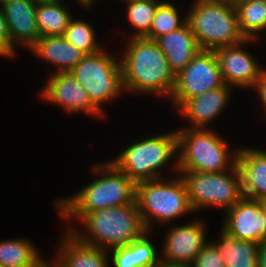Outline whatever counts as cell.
I'll list each match as a JSON object with an SVG mask.
<instances>
[{
  "instance_id": "6da1fadb",
  "label": "cell",
  "mask_w": 266,
  "mask_h": 267,
  "mask_svg": "<svg viewBox=\"0 0 266 267\" xmlns=\"http://www.w3.org/2000/svg\"><path fill=\"white\" fill-rule=\"evenodd\" d=\"M59 215L67 221L77 219L78 223L85 227L86 232L75 229V226L66 227L67 231L78 241L105 251L127 246L148 231L136 200L129 205L105 208L87 214Z\"/></svg>"
},
{
  "instance_id": "7a4b0ae2",
  "label": "cell",
  "mask_w": 266,
  "mask_h": 267,
  "mask_svg": "<svg viewBox=\"0 0 266 267\" xmlns=\"http://www.w3.org/2000/svg\"><path fill=\"white\" fill-rule=\"evenodd\" d=\"M120 64L123 88L126 92L168 96L174 90L176 75L166 55L154 40L127 38ZM140 92V93H139Z\"/></svg>"
},
{
  "instance_id": "3957f363",
  "label": "cell",
  "mask_w": 266,
  "mask_h": 267,
  "mask_svg": "<svg viewBox=\"0 0 266 267\" xmlns=\"http://www.w3.org/2000/svg\"><path fill=\"white\" fill-rule=\"evenodd\" d=\"M92 172L96 179L72 196L55 201L59 214H87L135 201L136 184L110 161L94 164Z\"/></svg>"
},
{
  "instance_id": "277c9868",
  "label": "cell",
  "mask_w": 266,
  "mask_h": 267,
  "mask_svg": "<svg viewBox=\"0 0 266 267\" xmlns=\"http://www.w3.org/2000/svg\"><path fill=\"white\" fill-rule=\"evenodd\" d=\"M175 131L178 171L221 173L237 166L239 148L230 149L229 142L210 128L184 126Z\"/></svg>"
},
{
  "instance_id": "5b68a950",
  "label": "cell",
  "mask_w": 266,
  "mask_h": 267,
  "mask_svg": "<svg viewBox=\"0 0 266 267\" xmlns=\"http://www.w3.org/2000/svg\"><path fill=\"white\" fill-rule=\"evenodd\" d=\"M185 14L201 50L215 51L247 40L233 0H195Z\"/></svg>"
},
{
  "instance_id": "8992f818",
  "label": "cell",
  "mask_w": 266,
  "mask_h": 267,
  "mask_svg": "<svg viewBox=\"0 0 266 267\" xmlns=\"http://www.w3.org/2000/svg\"><path fill=\"white\" fill-rule=\"evenodd\" d=\"M173 156L174 160L170 164ZM113 159L110 162L135 184L162 178L163 175L159 172L167 164H170L171 170L178 173L176 131L136 140Z\"/></svg>"
},
{
  "instance_id": "52a82bcc",
  "label": "cell",
  "mask_w": 266,
  "mask_h": 267,
  "mask_svg": "<svg viewBox=\"0 0 266 267\" xmlns=\"http://www.w3.org/2000/svg\"><path fill=\"white\" fill-rule=\"evenodd\" d=\"M135 200L150 232L153 222L165 225L193 212L185 182L178 173L172 179L162 177L137 183Z\"/></svg>"
},
{
  "instance_id": "ba28073f",
  "label": "cell",
  "mask_w": 266,
  "mask_h": 267,
  "mask_svg": "<svg viewBox=\"0 0 266 267\" xmlns=\"http://www.w3.org/2000/svg\"><path fill=\"white\" fill-rule=\"evenodd\" d=\"M178 174L185 182L194 212L208 207H216L224 212L243 197L238 166L221 173L178 171Z\"/></svg>"
},
{
  "instance_id": "9c48e42d",
  "label": "cell",
  "mask_w": 266,
  "mask_h": 267,
  "mask_svg": "<svg viewBox=\"0 0 266 267\" xmlns=\"http://www.w3.org/2000/svg\"><path fill=\"white\" fill-rule=\"evenodd\" d=\"M120 59L100 49L86 54L70 73L89 94L92 103L105 115L103 105L125 92ZM103 104V105H102Z\"/></svg>"
},
{
  "instance_id": "30bf717a",
  "label": "cell",
  "mask_w": 266,
  "mask_h": 267,
  "mask_svg": "<svg viewBox=\"0 0 266 267\" xmlns=\"http://www.w3.org/2000/svg\"><path fill=\"white\" fill-rule=\"evenodd\" d=\"M224 84L215 52L201 50L176 74L174 90L170 97L171 105L174 109H178L187 99Z\"/></svg>"
},
{
  "instance_id": "8fae6325",
  "label": "cell",
  "mask_w": 266,
  "mask_h": 267,
  "mask_svg": "<svg viewBox=\"0 0 266 267\" xmlns=\"http://www.w3.org/2000/svg\"><path fill=\"white\" fill-rule=\"evenodd\" d=\"M256 42L258 40L247 39L240 44L218 48L214 51L226 85L232 88L254 89L266 70L245 48L246 44Z\"/></svg>"
},
{
  "instance_id": "7c38bea8",
  "label": "cell",
  "mask_w": 266,
  "mask_h": 267,
  "mask_svg": "<svg viewBox=\"0 0 266 267\" xmlns=\"http://www.w3.org/2000/svg\"><path fill=\"white\" fill-rule=\"evenodd\" d=\"M40 94L49 103L62 106L66 113L84 112L105 119L106 115L92 103L89 94L70 72L50 74Z\"/></svg>"
},
{
  "instance_id": "4fadbf2b",
  "label": "cell",
  "mask_w": 266,
  "mask_h": 267,
  "mask_svg": "<svg viewBox=\"0 0 266 267\" xmlns=\"http://www.w3.org/2000/svg\"><path fill=\"white\" fill-rule=\"evenodd\" d=\"M205 224L192 220L183 225L168 228L165 234L161 262L169 264L191 265L197 254L209 242Z\"/></svg>"
},
{
  "instance_id": "5bb4252c",
  "label": "cell",
  "mask_w": 266,
  "mask_h": 267,
  "mask_svg": "<svg viewBox=\"0 0 266 267\" xmlns=\"http://www.w3.org/2000/svg\"><path fill=\"white\" fill-rule=\"evenodd\" d=\"M221 229L242 240L261 244L266 242V223L263 202L243 196L232 208L223 213Z\"/></svg>"
},
{
  "instance_id": "9a60e30c",
  "label": "cell",
  "mask_w": 266,
  "mask_h": 267,
  "mask_svg": "<svg viewBox=\"0 0 266 267\" xmlns=\"http://www.w3.org/2000/svg\"><path fill=\"white\" fill-rule=\"evenodd\" d=\"M38 0H8L1 8L7 22L9 43L31 49L40 38L36 24Z\"/></svg>"
},
{
  "instance_id": "2e32d148",
  "label": "cell",
  "mask_w": 266,
  "mask_h": 267,
  "mask_svg": "<svg viewBox=\"0 0 266 267\" xmlns=\"http://www.w3.org/2000/svg\"><path fill=\"white\" fill-rule=\"evenodd\" d=\"M233 88L224 84L219 88L209 90L202 95L187 99L177 111L186 118L190 124L186 128H205L217 120L224 112L231 98Z\"/></svg>"
},
{
  "instance_id": "e0dca14e",
  "label": "cell",
  "mask_w": 266,
  "mask_h": 267,
  "mask_svg": "<svg viewBox=\"0 0 266 267\" xmlns=\"http://www.w3.org/2000/svg\"><path fill=\"white\" fill-rule=\"evenodd\" d=\"M237 166L243 196L266 201V150L240 147Z\"/></svg>"
},
{
  "instance_id": "ac0fdd59",
  "label": "cell",
  "mask_w": 266,
  "mask_h": 267,
  "mask_svg": "<svg viewBox=\"0 0 266 267\" xmlns=\"http://www.w3.org/2000/svg\"><path fill=\"white\" fill-rule=\"evenodd\" d=\"M54 262L58 267H109L108 251L78 241L64 230Z\"/></svg>"
},
{
  "instance_id": "d6986e66",
  "label": "cell",
  "mask_w": 266,
  "mask_h": 267,
  "mask_svg": "<svg viewBox=\"0 0 266 267\" xmlns=\"http://www.w3.org/2000/svg\"><path fill=\"white\" fill-rule=\"evenodd\" d=\"M155 42L166 55L175 75L184 69L193 57L201 51L187 22L181 28L158 37Z\"/></svg>"
},
{
  "instance_id": "ffe728a7",
  "label": "cell",
  "mask_w": 266,
  "mask_h": 267,
  "mask_svg": "<svg viewBox=\"0 0 266 267\" xmlns=\"http://www.w3.org/2000/svg\"><path fill=\"white\" fill-rule=\"evenodd\" d=\"M43 61H48L55 67L54 73L70 72L86 55L63 36L40 37L30 49Z\"/></svg>"
},
{
  "instance_id": "44dd1931",
  "label": "cell",
  "mask_w": 266,
  "mask_h": 267,
  "mask_svg": "<svg viewBox=\"0 0 266 267\" xmlns=\"http://www.w3.org/2000/svg\"><path fill=\"white\" fill-rule=\"evenodd\" d=\"M152 232L147 231L142 237L127 246L108 251L114 267H157L160 262L156 246L149 239Z\"/></svg>"
},
{
  "instance_id": "7402d4cb",
  "label": "cell",
  "mask_w": 266,
  "mask_h": 267,
  "mask_svg": "<svg viewBox=\"0 0 266 267\" xmlns=\"http://www.w3.org/2000/svg\"><path fill=\"white\" fill-rule=\"evenodd\" d=\"M219 234L212 243L224 258L225 267H258L259 243L237 239L222 229Z\"/></svg>"
},
{
  "instance_id": "603a6c76",
  "label": "cell",
  "mask_w": 266,
  "mask_h": 267,
  "mask_svg": "<svg viewBox=\"0 0 266 267\" xmlns=\"http://www.w3.org/2000/svg\"><path fill=\"white\" fill-rule=\"evenodd\" d=\"M61 1H37L36 24L40 37L63 36L73 16Z\"/></svg>"
},
{
  "instance_id": "cb8c5ba5",
  "label": "cell",
  "mask_w": 266,
  "mask_h": 267,
  "mask_svg": "<svg viewBox=\"0 0 266 267\" xmlns=\"http://www.w3.org/2000/svg\"><path fill=\"white\" fill-rule=\"evenodd\" d=\"M38 251L31 241L24 238L0 240V265L2 267H36L44 260Z\"/></svg>"
},
{
  "instance_id": "d4e9b609",
  "label": "cell",
  "mask_w": 266,
  "mask_h": 267,
  "mask_svg": "<svg viewBox=\"0 0 266 267\" xmlns=\"http://www.w3.org/2000/svg\"><path fill=\"white\" fill-rule=\"evenodd\" d=\"M239 26L246 39L261 40L266 31V0H233Z\"/></svg>"
},
{
  "instance_id": "484cf974",
  "label": "cell",
  "mask_w": 266,
  "mask_h": 267,
  "mask_svg": "<svg viewBox=\"0 0 266 267\" xmlns=\"http://www.w3.org/2000/svg\"><path fill=\"white\" fill-rule=\"evenodd\" d=\"M160 0H134L126 3L129 25L136 30L130 37L144 38L149 32Z\"/></svg>"
},
{
  "instance_id": "4316f807",
  "label": "cell",
  "mask_w": 266,
  "mask_h": 267,
  "mask_svg": "<svg viewBox=\"0 0 266 267\" xmlns=\"http://www.w3.org/2000/svg\"><path fill=\"white\" fill-rule=\"evenodd\" d=\"M182 17L174 4L162 1L157 7L150 32L144 38L155 41L158 37L181 28L187 22V15Z\"/></svg>"
},
{
  "instance_id": "83f0119b",
  "label": "cell",
  "mask_w": 266,
  "mask_h": 267,
  "mask_svg": "<svg viewBox=\"0 0 266 267\" xmlns=\"http://www.w3.org/2000/svg\"><path fill=\"white\" fill-rule=\"evenodd\" d=\"M94 30L89 22L72 18L64 31L63 38L84 54H93L103 48L96 39Z\"/></svg>"
},
{
  "instance_id": "f1b7e54d",
  "label": "cell",
  "mask_w": 266,
  "mask_h": 267,
  "mask_svg": "<svg viewBox=\"0 0 266 267\" xmlns=\"http://www.w3.org/2000/svg\"><path fill=\"white\" fill-rule=\"evenodd\" d=\"M224 258L212 242H208L193 260L191 267H225Z\"/></svg>"
},
{
  "instance_id": "f546056e",
  "label": "cell",
  "mask_w": 266,
  "mask_h": 267,
  "mask_svg": "<svg viewBox=\"0 0 266 267\" xmlns=\"http://www.w3.org/2000/svg\"><path fill=\"white\" fill-rule=\"evenodd\" d=\"M253 90L258 93V99L261 100L264 110H266V70L262 73L261 78L256 83Z\"/></svg>"
},
{
  "instance_id": "4dcf8cb0",
  "label": "cell",
  "mask_w": 266,
  "mask_h": 267,
  "mask_svg": "<svg viewBox=\"0 0 266 267\" xmlns=\"http://www.w3.org/2000/svg\"><path fill=\"white\" fill-rule=\"evenodd\" d=\"M16 55V50L3 37H0V56L12 58Z\"/></svg>"
},
{
  "instance_id": "1f68e13d",
  "label": "cell",
  "mask_w": 266,
  "mask_h": 267,
  "mask_svg": "<svg viewBox=\"0 0 266 267\" xmlns=\"http://www.w3.org/2000/svg\"><path fill=\"white\" fill-rule=\"evenodd\" d=\"M0 37L5 38L9 42V32H8L7 22L1 8H0Z\"/></svg>"
},
{
  "instance_id": "d6a6232c",
  "label": "cell",
  "mask_w": 266,
  "mask_h": 267,
  "mask_svg": "<svg viewBox=\"0 0 266 267\" xmlns=\"http://www.w3.org/2000/svg\"><path fill=\"white\" fill-rule=\"evenodd\" d=\"M258 267H266V242L259 246Z\"/></svg>"
},
{
  "instance_id": "836d02e7",
  "label": "cell",
  "mask_w": 266,
  "mask_h": 267,
  "mask_svg": "<svg viewBox=\"0 0 266 267\" xmlns=\"http://www.w3.org/2000/svg\"><path fill=\"white\" fill-rule=\"evenodd\" d=\"M75 1L78 2V5H80L82 8L90 10V8L92 9V6L95 5L94 2H96L97 0H75Z\"/></svg>"
},
{
  "instance_id": "e575fe53",
  "label": "cell",
  "mask_w": 266,
  "mask_h": 267,
  "mask_svg": "<svg viewBox=\"0 0 266 267\" xmlns=\"http://www.w3.org/2000/svg\"><path fill=\"white\" fill-rule=\"evenodd\" d=\"M36 267H58V266L55 264L54 261H52L50 263L49 261H47L46 259H44Z\"/></svg>"
},
{
  "instance_id": "d590c367",
  "label": "cell",
  "mask_w": 266,
  "mask_h": 267,
  "mask_svg": "<svg viewBox=\"0 0 266 267\" xmlns=\"http://www.w3.org/2000/svg\"><path fill=\"white\" fill-rule=\"evenodd\" d=\"M157 267H191L190 265H181V264H169L165 262H160Z\"/></svg>"
},
{
  "instance_id": "8d00e7d4",
  "label": "cell",
  "mask_w": 266,
  "mask_h": 267,
  "mask_svg": "<svg viewBox=\"0 0 266 267\" xmlns=\"http://www.w3.org/2000/svg\"><path fill=\"white\" fill-rule=\"evenodd\" d=\"M263 211H264L265 223H266V201H263Z\"/></svg>"
},
{
  "instance_id": "74e56055",
  "label": "cell",
  "mask_w": 266,
  "mask_h": 267,
  "mask_svg": "<svg viewBox=\"0 0 266 267\" xmlns=\"http://www.w3.org/2000/svg\"><path fill=\"white\" fill-rule=\"evenodd\" d=\"M7 2L8 0H0V8H2Z\"/></svg>"
},
{
  "instance_id": "f35d334b",
  "label": "cell",
  "mask_w": 266,
  "mask_h": 267,
  "mask_svg": "<svg viewBox=\"0 0 266 267\" xmlns=\"http://www.w3.org/2000/svg\"><path fill=\"white\" fill-rule=\"evenodd\" d=\"M121 1H125V3H127V2L134 1V0H121Z\"/></svg>"
}]
</instances>
